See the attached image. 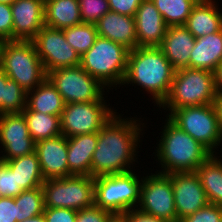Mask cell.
<instances>
[{
    "label": "cell",
    "instance_id": "obj_29",
    "mask_svg": "<svg viewBox=\"0 0 222 222\" xmlns=\"http://www.w3.org/2000/svg\"><path fill=\"white\" fill-rule=\"evenodd\" d=\"M29 134L37 142L62 134L60 116L44 114L32 110H23Z\"/></svg>",
    "mask_w": 222,
    "mask_h": 222
},
{
    "label": "cell",
    "instance_id": "obj_34",
    "mask_svg": "<svg viewBox=\"0 0 222 222\" xmlns=\"http://www.w3.org/2000/svg\"><path fill=\"white\" fill-rule=\"evenodd\" d=\"M23 190L17 185L15 173L0 161V197L15 198Z\"/></svg>",
    "mask_w": 222,
    "mask_h": 222
},
{
    "label": "cell",
    "instance_id": "obj_37",
    "mask_svg": "<svg viewBox=\"0 0 222 222\" xmlns=\"http://www.w3.org/2000/svg\"><path fill=\"white\" fill-rule=\"evenodd\" d=\"M111 212L95 204L77 211L76 222H106Z\"/></svg>",
    "mask_w": 222,
    "mask_h": 222
},
{
    "label": "cell",
    "instance_id": "obj_33",
    "mask_svg": "<svg viewBox=\"0 0 222 222\" xmlns=\"http://www.w3.org/2000/svg\"><path fill=\"white\" fill-rule=\"evenodd\" d=\"M82 23L95 24L110 11L108 0H78Z\"/></svg>",
    "mask_w": 222,
    "mask_h": 222
},
{
    "label": "cell",
    "instance_id": "obj_1",
    "mask_svg": "<svg viewBox=\"0 0 222 222\" xmlns=\"http://www.w3.org/2000/svg\"><path fill=\"white\" fill-rule=\"evenodd\" d=\"M139 130L136 121H124L111 116L98 132L91 161V176L95 178L131 171L126 165L133 160Z\"/></svg>",
    "mask_w": 222,
    "mask_h": 222
},
{
    "label": "cell",
    "instance_id": "obj_28",
    "mask_svg": "<svg viewBox=\"0 0 222 222\" xmlns=\"http://www.w3.org/2000/svg\"><path fill=\"white\" fill-rule=\"evenodd\" d=\"M26 100L27 92L0 68V115L22 113Z\"/></svg>",
    "mask_w": 222,
    "mask_h": 222
},
{
    "label": "cell",
    "instance_id": "obj_44",
    "mask_svg": "<svg viewBox=\"0 0 222 222\" xmlns=\"http://www.w3.org/2000/svg\"><path fill=\"white\" fill-rule=\"evenodd\" d=\"M216 91L222 94V63L218 66L215 72Z\"/></svg>",
    "mask_w": 222,
    "mask_h": 222
},
{
    "label": "cell",
    "instance_id": "obj_10",
    "mask_svg": "<svg viewBox=\"0 0 222 222\" xmlns=\"http://www.w3.org/2000/svg\"><path fill=\"white\" fill-rule=\"evenodd\" d=\"M47 78L56 87L65 104L104 100L102 83L80 65L55 69L47 74Z\"/></svg>",
    "mask_w": 222,
    "mask_h": 222
},
{
    "label": "cell",
    "instance_id": "obj_30",
    "mask_svg": "<svg viewBox=\"0 0 222 222\" xmlns=\"http://www.w3.org/2000/svg\"><path fill=\"white\" fill-rule=\"evenodd\" d=\"M199 0H152L168 27L184 25Z\"/></svg>",
    "mask_w": 222,
    "mask_h": 222
},
{
    "label": "cell",
    "instance_id": "obj_31",
    "mask_svg": "<svg viewBox=\"0 0 222 222\" xmlns=\"http://www.w3.org/2000/svg\"><path fill=\"white\" fill-rule=\"evenodd\" d=\"M14 199L17 205V222L43 214L44 193L42 187L24 190Z\"/></svg>",
    "mask_w": 222,
    "mask_h": 222
},
{
    "label": "cell",
    "instance_id": "obj_16",
    "mask_svg": "<svg viewBox=\"0 0 222 222\" xmlns=\"http://www.w3.org/2000/svg\"><path fill=\"white\" fill-rule=\"evenodd\" d=\"M35 152L45 180L72 175L67 161V137L63 134L37 141Z\"/></svg>",
    "mask_w": 222,
    "mask_h": 222
},
{
    "label": "cell",
    "instance_id": "obj_6",
    "mask_svg": "<svg viewBox=\"0 0 222 222\" xmlns=\"http://www.w3.org/2000/svg\"><path fill=\"white\" fill-rule=\"evenodd\" d=\"M129 49L98 36L92 47L81 56L80 66L102 85L123 83Z\"/></svg>",
    "mask_w": 222,
    "mask_h": 222
},
{
    "label": "cell",
    "instance_id": "obj_22",
    "mask_svg": "<svg viewBox=\"0 0 222 222\" xmlns=\"http://www.w3.org/2000/svg\"><path fill=\"white\" fill-rule=\"evenodd\" d=\"M222 63V29L216 33L196 38L191 50L189 68L216 72Z\"/></svg>",
    "mask_w": 222,
    "mask_h": 222
},
{
    "label": "cell",
    "instance_id": "obj_4",
    "mask_svg": "<svg viewBox=\"0 0 222 222\" xmlns=\"http://www.w3.org/2000/svg\"><path fill=\"white\" fill-rule=\"evenodd\" d=\"M0 68L8 78L15 80L27 92V99L30 91L47 78L32 40L3 41Z\"/></svg>",
    "mask_w": 222,
    "mask_h": 222
},
{
    "label": "cell",
    "instance_id": "obj_15",
    "mask_svg": "<svg viewBox=\"0 0 222 222\" xmlns=\"http://www.w3.org/2000/svg\"><path fill=\"white\" fill-rule=\"evenodd\" d=\"M170 176L177 211V222L209 203L195 171L172 172Z\"/></svg>",
    "mask_w": 222,
    "mask_h": 222
},
{
    "label": "cell",
    "instance_id": "obj_45",
    "mask_svg": "<svg viewBox=\"0 0 222 222\" xmlns=\"http://www.w3.org/2000/svg\"><path fill=\"white\" fill-rule=\"evenodd\" d=\"M20 222H46V220H45L44 215L40 214V215L34 216L30 219H26V220L20 221Z\"/></svg>",
    "mask_w": 222,
    "mask_h": 222
},
{
    "label": "cell",
    "instance_id": "obj_21",
    "mask_svg": "<svg viewBox=\"0 0 222 222\" xmlns=\"http://www.w3.org/2000/svg\"><path fill=\"white\" fill-rule=\"evenodd\" d=\"M98 141V132L67 138V161L72 175L91 176V161Z\"/></svg>",
    "mask_w": 222,
    "mask_h": 222
},
{
    "label": "cell",
    "instance_id": "obj_40",
    "mask_svg": "<svg viewBox=\"0 0 222 222\" xmlns=\"http://www.w3.org/2000/svg\"><path fill=\"white\" fill-rule=\"evenodd\" d=\"M0 222H17V205L11 197H0Z\"/></svg>",
    "mask_w": 222,
    "mask_h": 222
},
{
    "label": "cell",
    "instance_id": "obj_32",
    "mask_svg": "<svg viewBox=\"0 0 222 222\" xmlns=\"http://www.w3.org/2000/svg\"><path fill=\"white\" fill-rule=\"evenodd\" d=\"M66 41L80 55L87 52L94 44L98 33L95 24L81 23L63 29Z\"/></svg>",
    "mask_w": 222,
    "mask_h": 222
},
{
    "label": "cell",
    "instance_id": "obj_18",
    "mask_svg": "<svg viewBox=\"0 0 222 222\" xmlns=\"http://www.w3.org/2000/svg\"><path fill=\"white\" fill-rule=\"evenodd\" d=\"M134 18L138 47H158L168 26L152 0H143Z\"/></svg>",
    "mask_w": 222,
    "mask_h": 222
},
{
    "label": "cell",
    "instance_id": "obj_8",
    "mask_svg": "<svg viewBox=\"0 0 222 222\" xmlns=\"http://www.w3.org/2000/svg\"><path fill=\"white\" fill-rule=\"evenodd\" d=\"M44 208H69L76 211L94 204V177L71 175L47 179L42 185Z\"/></svg>",
    "mask_w": 222,
    "mask_h": 222
},
{
    "label": "cell",
    "instance_id": "obj_9",
    "mask_svg": "<svg viewBox=\"0 0 222 222\" xmlns=\"http://www.w3.org/2000/svg\"><path fill=\"white\" fill-rule=\"evenodd\" d=\"M169 118L213 154L222 132L213 104L174 109Z\"/></svg>",
    "mask_w": 222,
    "mask_h": 222
},
{
    "label": "cell",
    "instance_id": "obj_17",
    "mask_svg": "<svg viewBox=\"0 0 222 222\" xmlns=\"http://www.w3.org/2000/svg\"><path fill=\"white\" fill-rule=\"evenodd\" d=\"M45 0H16L12 5L13 40H32L45 26Z\"/></svg>",
    "mask_w": 222,
    "mask_h": 222
},
{
    "label": "cell",
    "instance_id": "obj_13",
    "mask_svg": "<svg viewBox=\"0 0 222 222\" xmlns=\"http://www.w3.org/2000/svg\"><path fill=\"white\" fill-rule=\"evenodd\" d=\"M139 211L169 222H177L170 174L158 173L142 181Z\"/></svg>",
    "mask_w": 222,
    "mask_h": 222
},
{
    "label": "cell",
    "instance_id": "obj_26",
    "mask_svg": "<svg viewBox=\"0 0 222 222\" xmlns=\"http://www.w3.org/2000/svg\"><path fill=\"white\" fill-rule=\"evenodd\" d=\"M34 90V95L26 101L24 110L37 111L44 114L61 116L65 102L51 81L46 78Z\"/></svg>",
    "mask_w": 222,
    "mask_h": 222
},
{
    "label": "cell",
    "instance_id": "obj_42",
    "mask_svg": "<svg viewBox=\"0 0 222 222\" xmlns=\"http://www.w3.org/2000/svg\"><path fill=\"white\" fill-rule=\"evenodd\" d=\"M212 104L215 109L217 120L219 122V126L222 132V94L221 93L216 94Z\"/></svg>",
    "mask_w": 222,
    "mask_h": 222
},
{
    "label": "cell",
    "instance_id": "obj_7",
    "mask_svg": "<svg viewBox=\"0 0 222 222\" xmlns=\"http://www.w3.org/2000/svg\"><path fill=\"white\" fill-rule=\"evenodd\" d=\"M94 204L111 213H124L140 202L141 184L131 171L94 178ZM138 201V202H137Z\"/></svg>",
    "mask_w": 222,
    "mask_h": 222
},
{
    "label": "cell",
    "instance_id": "obj_14",
    "mask_svg": "<svg viewBox=\"0 0 222 222\" xmlns=\"http://www.w3.org/2000/svg\"><path fill=\"white\" fill-rule=\"evenodd\" d=\"M0 142L7 155L0 161H7L35 152V141L29 134L25 117L22 113L0 115Z\"/></svg>",
    "mask_w": 222,
    "mask_h": 222
},
{
    "label": "cell",
    "instance_id": "obj_2",
    "mask_svg": "<svg viewBox=\"0 0 222 222\" xmlns=\"http://www.w3.org/2000/svg\"><path fill=\"white\" fill-rule=\"evenodd\" d=\"M174 74L175 69L159 47H137L129 50L123 84L132 81L143 86L160 105L170 92Z\"/></svg>",
    "mask_w": 222,
    "mask_h": 222
},
{
    "label": "cell",
    "instance_id": "obj_41",
    "mask_svg": "<svg viewBox=\"0 0 222 222\" xmlns=\"http://www.w3.org/2000/svg\"><path fill=\"white\" fill-rule=\"evenodd\" d=\"M127 217L129 222H169L164 219L156 218L154 216L142 213L139 210H129L127 212Z\"/></svg>",
    "mask_w": 222,
    "mask_h": 222
},
{
    "label": "cell",
    "instance_id": "obj_19",
    "mask_svg": "<svg viewBox=\"0 0 222 222\" xmlns=\"http://www.w3.org/2000/svg\"><path fill=\"white\" fill-rule=\"evenodd\" d=\"M195 40L194 35L184 25L170 26L158 47L172 67L179 70L189 68V59Z\"/></svg>",
    "mask_w": 222,
    "mask_h": 222
},
{
    "label": "cell",
    "instance_id": "obj_5",
    "mask_svg": "<svg viewBox=\"0 0 222 222\" xmlns=\"http://www.w3.org/2000/svg\"><path fill=\"white\" fill-rule=\"evenodd\" d=\"M217 94L215 73L194 68L175 70L170 92L161 105L177 108L212 104Z\"/></svg>",
    "mask_w": 222,
    "mask_h": 222
},
{
    "label": "cell",
    "instance_id": "obj_38",
    "mask_svg": "<svg viewBox=\"0 0 222 222\" xmlns=\"http://www.w3.org/2000/svg\"><path fill=\"white\" fill-rule=\"evenodd\" d=\"M46 222H76L77 211L69 208H44Z\"/></svg>",
    "mask_w": 222,
    "mask_h": 222
},
{
    "label": "cell",
    "instance_id": "obj_27",
    "mask_svg": "<svg viewBox=\"0 0 222 222\" xmlns=\"http://www.w3.org/2000/svg\"><path fill=\"white\" fill-rule=\"evenodd\" d=\"M213 156L214 154L204 161L195 172L208 202L222 207V162Z\"/></svg>",
    "mask_w": 222,
    "mask_h": 222
},
{
    "label": "cell",
    "instance_id": "obj_36",
    "mask_svg": "<svg viewBox=\"0 0 222 222\" xmlns=\"http://www.w3.org/2000/svg\"><path fill=\"white\" fill-rule=\"evenodd\" d=\"M0 39L13 40V16L11 5L0 3Z\"/></svg>",
    "mask_w": 222,
    "mask_h": 222
},
{
    "label": "cell",
    "instance_id": "obj_20",
    "mask_svg": "<svg viewBox=\"0 0 222 222\" xmlns=\"http://www.w3.org/2000/svg\"><path fill=\"white\" fill-rule=\"evenodd\" d=\"M95 26L100 37L120 43L129 50L138 47L134 17L109 11Z\"/></svg>",
    "mask_w": 222,
    "mask_h": 222
},
{
    "label": "cell",
    "instance_id": "obj_24",
    "mask_svg": "<svg viewBox=\"0 0 222 222\" xmlns=\"http://www.w3.org/2000/svg\"><path fill=\"white\" fill-rule=\"evenodd\" d=\"M45 26L66 29L82 23L78 0H45Z\"/></svg>",
    "mask_w": 222,
    "mask_h": 222
},
{
    "label": "cell",
    "instance_id": "obj_11",
    "mask_svg": "<svg viewBox=\"0 0 222 222\" xmlns=\"http://www.w3.org/2000/svg\"><path fill=\"white\" fill-rule=\"evenodd\" d=\"M102 103V101H91L65 104L60 116L62 134L68 138L99 132L114 115L111 108Z\"/></svg>",
    "mask_w": 222,
    "mask_h": 222
},
{
    "label": "cell",
    "instance_id": "obj_23",
    "mask_svg": "<svg viewBox=\"0 0 222 222\" xmlns=\"http://www.w3.org/2000/svg\"><path fill=\"white\" fill-rule=\"evenodd\" d=\"M211 0H199L184 26L195 38L213 34L222 29V14Z\"/></svg>",
    "mask_w": 222,
    "mask_h": 222
},
{
    "label": "cell",
    "instance_id": "obj_12",
    "mask_svg": "<svg viewBox=\"0 0 222 222\" xmlns=\"http://www.w3.org/2000/svg\"><path fill=\"white\" fill-rule=\"evenodd\" d=\"M32 42L47 74L81 64L80 55L66 41L63 30L43 26Z\"/></svg>",
    "mask_w": 222,
    "mask_h": 222
},
{
    "label": "cell",
    "instance_id": "obj_47",
    "mask_svg": "<svg viewBox=\"0 0 222 222\" xmlns=\"http://www.w3.org/2000/svg\"><path fill=\"white\" fill-rule=\"evenodd\" d=\"M2 43H3V41L0 39V52H1Z\"/></svg>",
    "mask_w": 222,
    "mask_h": 222
},
{
    "label": "cell",
    "instance_id": "obj_35",
    "mask_svg": "<svg viewBox=\"0 0 222 222\" xmlns=\"http://www.w3.org/2000/svg\"><path fill=\"white\" fill-rule=\"evenodd\" d=\"M222 220V207L208 203L193 214L183 217L179 222H220Z\"/></svg>",
    "mask_w": 222,
    "mask_h": 222
},
{
    "label": "cell",
    "instance_id": "obj_46",
    "mask_svg": "<svg viewBox=\"0 0 222 222\" xmlns=\"http://www.w3.org/2000/svg\"><path fill=\"white\" fill-rule=\"evenodd\" d=\"M16 0H0V3L12 5Z\"/></svg>",
    "mask_w": 222,
    "mask_h": 222
},
{
    "label": "cell",
    "instance_id": "obj_25",
    "mask_svg": "<svg viewBox=\"0 0 222 222\" xmlns=\"http://www.w3.org/2000/svg\"><path fill=\"white\" fill-rule=\"evenodd\" d=\"M2 162L15 173L17 185H19L23 191L42 187L45 179L42 176L40 162L36 152Z\"/></svg>",
    "mask_w": 222,
    "mask_h": 222
},
{
    "label": "cell",
    "instance_id": "obj_39",
    "mask_svg": "<svg viewBox=\"0 0 222 222\" xmlns=\"http://www.w3.org/2000/svg\"><path fill=\"white\" fill-rule=\"evenodd\" d=\"M143 0H108L109 9L122 15L134 17Z\"/></svg>",
    "mask_w": 222,
    "mask_h": 222
},
{
    "label": "cell",
    "instance_id": "obj_43",
    "mask_svg": "<svg viewBox=\"0 0 222 222\" xmlns=\"http://www.w3.org/2000/svg\"><path fill=\"white\" fill-rule=\"evenodd\" d=\"M106 222H129L127 212L111 213Z\"/></svg>",
    "mask_w": 222,
    "mask_h": 222
},
{
    "label": "cell",
    "instance_id": "obj_3",
    "mask_svg": "<svg viewBox=\"0 0 222 222\" xmlns=\"http://www.w3.org/2000/svg\"><path fill=\"white\" fill-rule=\"evenodd\" d=\"M157 156L165 167L163 173L196 171L212 153L202 144L177 126L170 118L167 120Z\"/></svg>",
    "mask_w": 222,
    "mask_h": 222
}]
</instances>
